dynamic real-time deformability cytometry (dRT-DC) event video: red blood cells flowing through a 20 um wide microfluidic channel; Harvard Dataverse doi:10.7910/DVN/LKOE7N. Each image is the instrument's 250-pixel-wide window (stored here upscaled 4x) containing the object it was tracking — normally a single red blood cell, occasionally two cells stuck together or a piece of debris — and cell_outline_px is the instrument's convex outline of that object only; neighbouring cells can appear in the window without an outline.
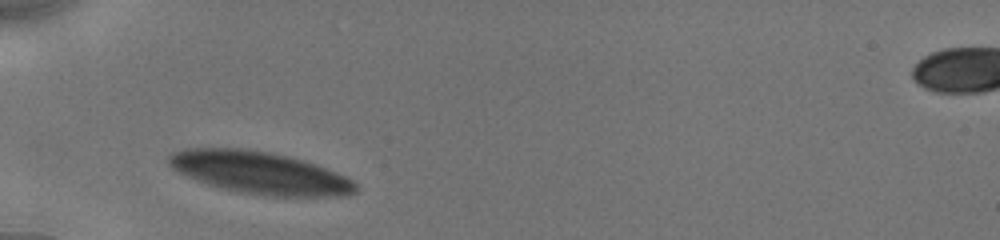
{"species": "human", "species_latin": "Homo sapiens", "temperature_condition": "cold", "stored_images_in_passage": 16, "camera_frame_rate_fps": 3000, "um_per_image_px": 0.085, "donor": {"sex": "male"}, "frame": {"image": 1, "passage_image": 1, "time_ms": 0.0, "image_size_px": [1000, 240], "cell_outline_px": [[360, 188], [356, 192], [348, 196], [268, 196], [240, 192], [220, 188], [208, 184], [188, 176], [172, 168], [168, 164], [168, 156], [172, 152], [188, 148], [240, 148], [268, 152], [288, 156], [304, 160], [316, 164], [336, 172], [352, 180]], "centroid_in_image_um": [22.11, 14.69], "position_along_channel_um": 62.9, "area_um2": 45.95}}
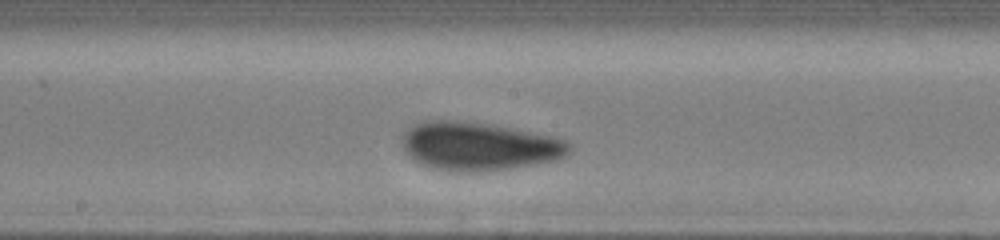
{"frame": {"image": 2, "passage_image": 10, "time_ms": 4.0, "image_size_px": [1000, 240], "cell_outline_px": [[572, 148], [564, 156], [556, 160], [508, 168], [476, 172], [448, 172], [428, 168], [404, 152], [400, 144], [400, 140], [404, 132], [408, 128], [420, 120], [456, 120], [492, 124], [556, 136], [568, 140], [572, 144]], "centroid_in_image_um": [40.67, 12.42], "position_along_channel_um": 207.5, "area_um2": 47.92}}
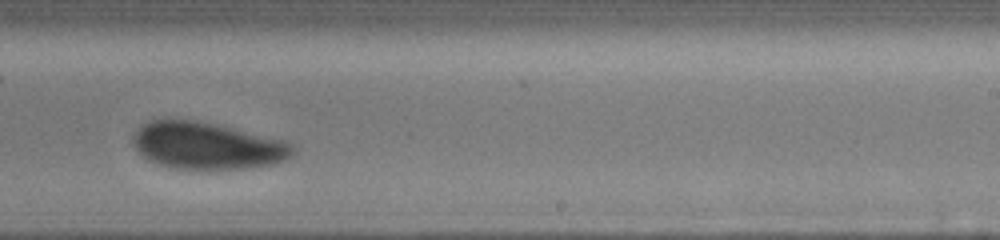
{"frame": {"image": 3, "passage_image": 14, "time_ms": 5.667, "image_size_px": [1000, 240], "cell_outline_px": [[296, 152], [288, 160], [272, 164], [244, 168], [172, 168], [156, 164], [148, 160], [132, 144], [132, 136], [148, 120], [164, 116], [196, 120], [288, 140], [292, 144]], "centroid_in_image_um": [17.6, 12.34], "position_along_channel_um": 271.4, "area_um2": 44.33}}